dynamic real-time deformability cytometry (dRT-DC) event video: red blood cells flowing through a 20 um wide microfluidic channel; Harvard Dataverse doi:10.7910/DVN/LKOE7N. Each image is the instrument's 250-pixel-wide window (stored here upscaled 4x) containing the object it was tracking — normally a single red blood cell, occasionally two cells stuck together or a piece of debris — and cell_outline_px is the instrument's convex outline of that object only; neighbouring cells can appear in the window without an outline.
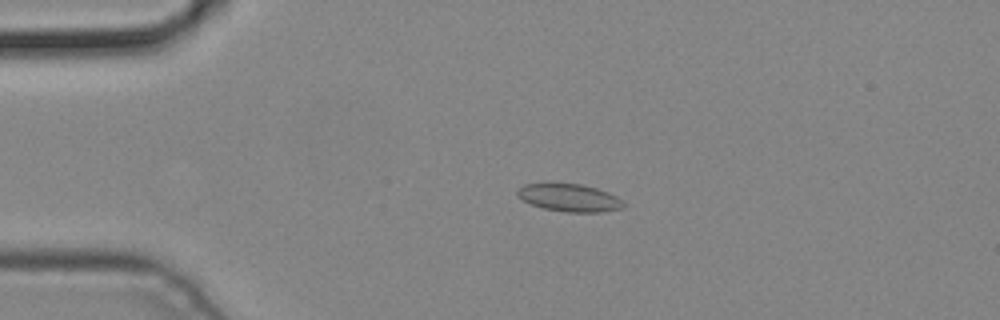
{"species": "common noctule bat (a hibernating species)", "species_latin": "Nyctalus noctula", "temperature_condition": "cold", "stored_images_in_passage": 3, "camera_frame_rate_fps": 3000, "um_per_image_px": 0.085, "animal": {"sex": "male", "body_mass_g": 19.2, "forearm_length_mm": 51.8}, "frame": {"image": 1, "passage_image": 2, "time_ms": 0.333, "image_size_px": [1000, 320], "cell_outline_px": [[624, 204], [620, 208], [600, 212], [564, 212], [544, 208], [532, 204], [516, 196], [516, 192], [524, 184], [548, 180], [580, 184], [596, 188], [616, 196]], "centroid_in_image_um": [48.29, 16.75], "position_along_channel_um": 36.7, "area_um2": 17.46}}